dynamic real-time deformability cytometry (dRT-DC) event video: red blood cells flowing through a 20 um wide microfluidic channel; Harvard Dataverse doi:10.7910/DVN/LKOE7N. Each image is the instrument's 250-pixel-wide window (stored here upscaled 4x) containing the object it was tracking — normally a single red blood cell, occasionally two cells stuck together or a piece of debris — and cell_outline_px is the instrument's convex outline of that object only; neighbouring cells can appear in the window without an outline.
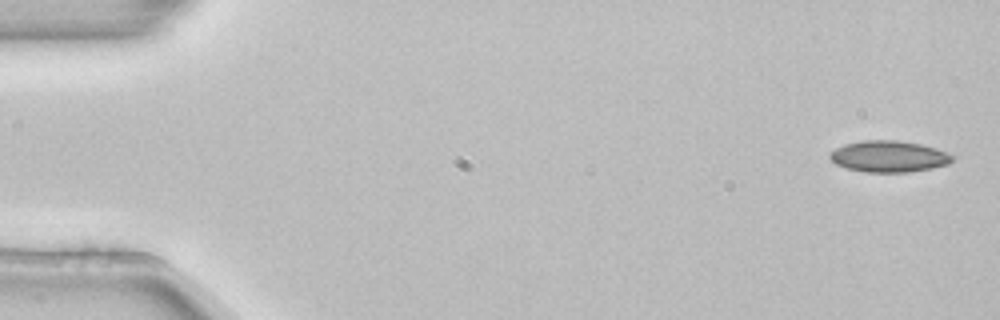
{"species": "common noctule bat (a hibernating species)", "species_latin": "Nyctalus noctula", "temperature_condition": "room temperature", "stored_images_in_passage": 5, "camera_frame_rate_fps": 3000, "um_per_image_px": 0.085, "animal": {"sex": "female", "body_mass_g": 22.7, "forearm_length_mm": 54.2}, "frame": {"image": 1, "passage_image": 1, "time_ms": 0.0, "image_size_px": [1000, 320], "cell_outline_px": [[956, 156], [948, 164], [932, 168], [908, 172], [864, 172], [848, 168], [836, 164], [828, 156], [836, 148], [844, 144], [864, 140], [896, 140], [920, 144], [936, 148]], "centroid_in_image_um": [75.57, 13.29], "position_along_channel_um": 9.4, "area_um2": 22.31}}
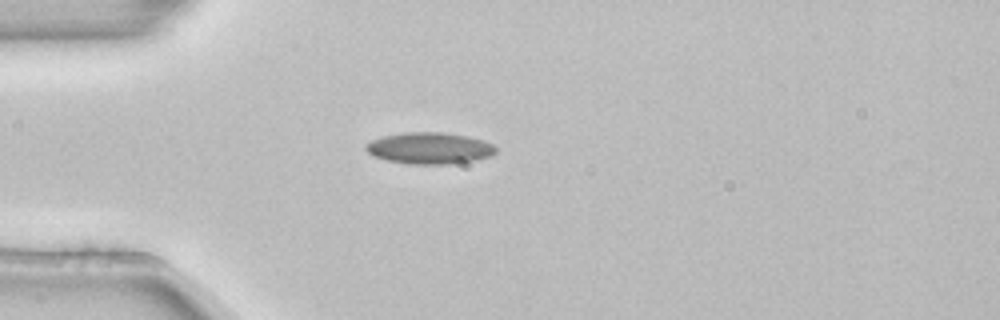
{"frame": {"image": 2, "passage_image": 4, "time_ms": 1.0, "image_size_px": [1000, 320], "cell_outline_px": [[496, 152], [492, 156], [472, 160], [448, 164], [412, 164], [388, 160], [372, 156], [364, 148], [364, 144], [372, 140], [384, 136], [404, 132], [440, 132], [468, 136], [484, 140], [492, 144], [496, 148]], "centroid_in_image_um": [36.5, 12.59], "position_along_channel_um": 48.5, "area_um2": 23.81}}